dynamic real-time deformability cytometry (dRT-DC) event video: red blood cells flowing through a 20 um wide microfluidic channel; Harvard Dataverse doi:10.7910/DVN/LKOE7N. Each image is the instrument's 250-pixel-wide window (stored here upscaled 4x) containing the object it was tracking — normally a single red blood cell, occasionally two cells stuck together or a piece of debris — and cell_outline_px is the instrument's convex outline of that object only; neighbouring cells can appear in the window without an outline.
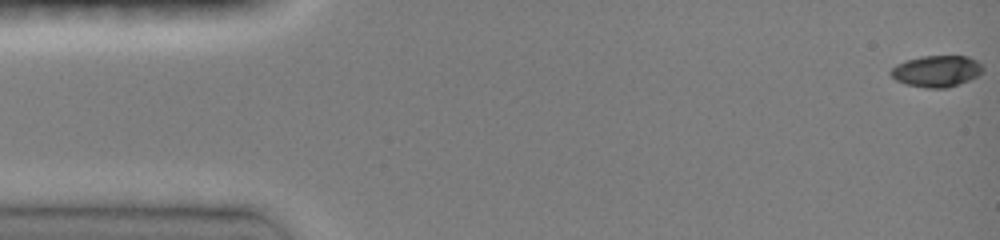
{"species": "common noctule bat (a hibernating species)", "species_latin": "Nyctalus noctula", "temperature_condition": "room temperature", "stored_images_in_passage": 13, "camera_frame_rate_fps": 3000, "um_per_image_px": 0.085, "animal": {"sex": "female", "body_mass_g": 19.0, "forearm_length_mm": 51.5}, "frame": {"image": 1, "passage_image": 1, "time_ms": 0.0, "image_size_px": [1000, 240], "cell_outline_px": [[984, 72], [968, 80], [944, 88], [928, 88], [904, 84], [896, 80], [888, 72], [896, 64], [904, 60], [920, 56], [968, 56], [976, 60], [984, 68]], "centroid_in_image_um": [79.58, 6.03], "position_along_channel_um": 5.4, "area_um2": 16.88}}
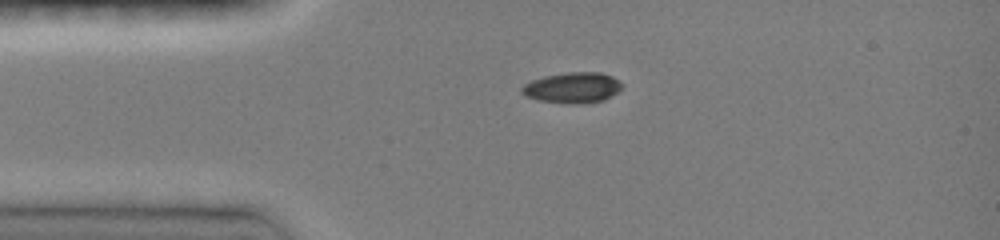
{"frame": {"image": 2, "passage_image": 8, "time_ms": 3.333, "image_size_px": [1000, 240], "cell_outline_px": [[624, 84], [616, 92], [604, 100], [580, 104], [564, 104], [540, 100], [528, 96], [520, 92], [520, 88], [524, 84], [532, 80], [544, 76], [568, 72], [600, 72], [612, 76]], "centroid_in_image_um": [48.66, 7.45], "position_along_channel_um": 36.3, "area_um2": 17.92}}
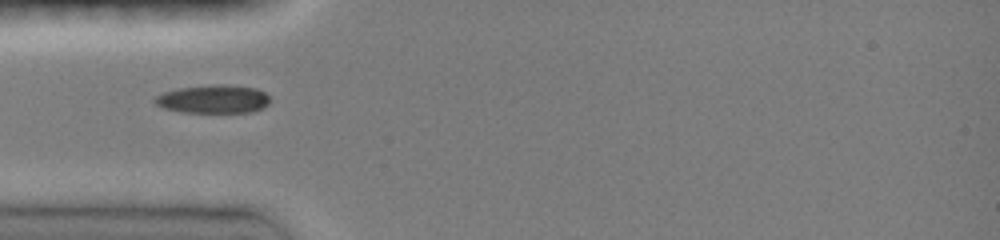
{"frame": {"image": 3, "passage_image": 11, "time_ms": 4.667, "image_size_px": [1000, 240], "cell_outline_px": [[268, 104], [264, 108], [252, 112], [180, 112], [164, 108], [156, 104], [152, 100], [156, 96], [164, 92], [180, 88], [212, 84], [220, 84], [256, 88], [264, 92], [268, 96]], "centroid_in_image_um": [18.12, 8.42], "position_along_channel_um": 66.9, "area_um2": 18.96}}